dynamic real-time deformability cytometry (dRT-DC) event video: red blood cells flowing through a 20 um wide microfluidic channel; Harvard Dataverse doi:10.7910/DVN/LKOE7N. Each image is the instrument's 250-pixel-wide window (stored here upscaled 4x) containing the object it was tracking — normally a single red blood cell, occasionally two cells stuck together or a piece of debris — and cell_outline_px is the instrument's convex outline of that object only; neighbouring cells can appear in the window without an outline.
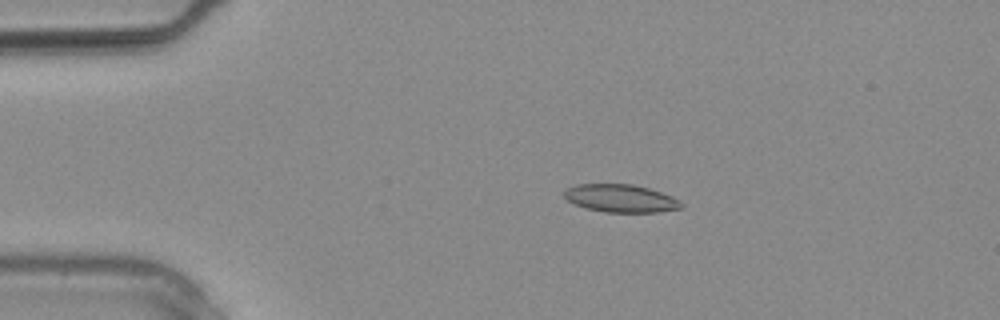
{"species": "common noctule bat (a hibernating species)", "species_latin": "Nyctalus noctula", "temperature_condition": "warm", "stored_images_in_passage": 3, "camera_frame_rate_fps": 3000, "um_per_image_px": 0.085, "animal": {"sex": "male", "body_mass_g": 20.4}, "frame": {"image": 1, "passage_image": 2, "time_ms": 0.333, "image_size_px": [1000, 320], "cell_outline_px": [[684, 204], [680, 208], [656, 212], [604, 212], [584, 208], [568, 200], [564, 196], [564, 192], [568, 188], [576, 184], [632, 184], [648, 188], [672, 196], [680, 200]], "centroid_in_image_um": [52.76, 16.86], "position_along_channel_um": 32.2, "area_um2": 18.9}}